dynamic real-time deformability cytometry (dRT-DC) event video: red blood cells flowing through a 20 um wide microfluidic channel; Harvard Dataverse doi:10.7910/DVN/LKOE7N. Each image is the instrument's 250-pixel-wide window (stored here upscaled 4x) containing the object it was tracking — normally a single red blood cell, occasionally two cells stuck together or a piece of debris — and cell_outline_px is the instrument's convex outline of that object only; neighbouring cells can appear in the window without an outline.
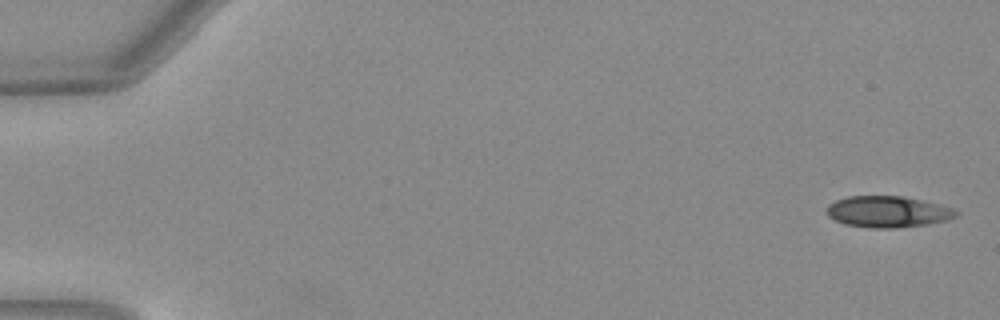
{"species": "Egyptian fruit bat (a non-hibernating species)", "species_latin": "Rousettus aegyptiacus", "temperature_condition": "warm", "stored_images_in_passage": 50, "camera_frame_rate_fps": 3000, "um_per_image_px": 0.085, "animal": {"sex": "female"}, "frame": {"image": 1, "passage_image": 1, "time_ms": 0.0, "image_size_px": [1000, 320], "cell_outline_px": [[960, 212], [956, 216], [948, 220], [924, 224], [892, 228], [872, 228], [844, 224], [828, 216], [828, 204], [836, 200], [848, 196], [904, 196], [952, 208]], "centroid_in_image_um": [75.45, 17.99], "position_along_channel_um": 9.6, "area_um2": 23.29}}
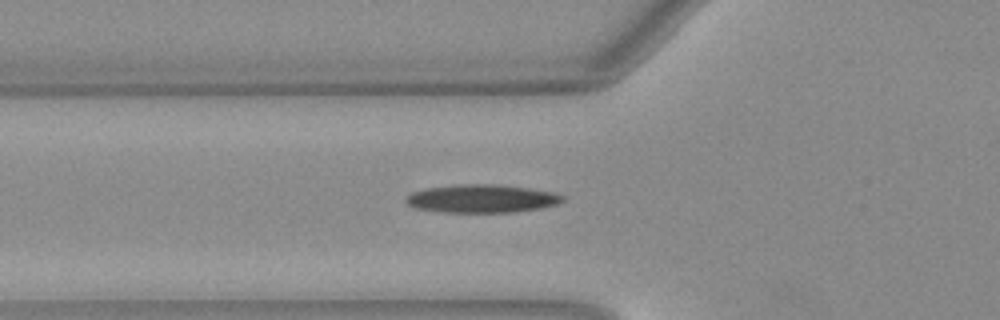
{"frame": {"image": 2, "passage_image": 18, "time_ms": 5.667, "image_size_px": [1000, 320], "cell_outline_px": [[564, 200], [556, 204], [540, 208], [516, 212], [444, 212], [416, 208], [408, 204], [404, 200], [412, 192], [424, 188], [456, 184], [496, 184], [528, 188], [552, 192], [564, 196]], "centroid_in_image_um": [40.93, 16.87], "position_along_channel_um": 84.9, "area_um2": 25.66}}
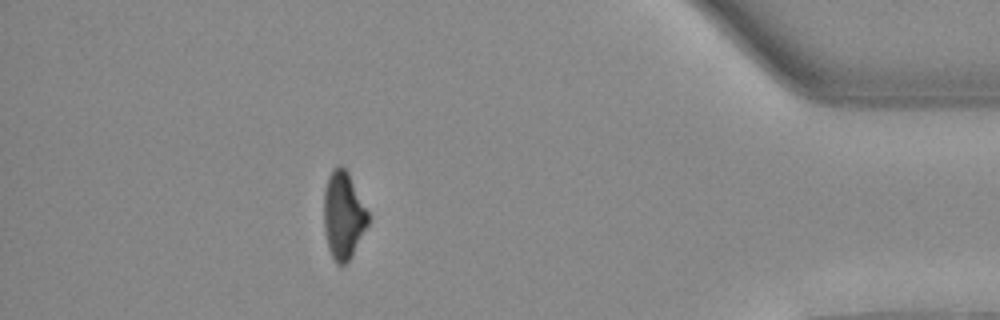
{"frame": {"image": 3, "passage_image": 45, "time_ms": 14.667, "image_size_px": [1000, 320], "cell_outline_px": [[368, 224], [352, 256], [344, 264], [336, 264], [328, 248], [324, 228], [324, 192], [328, 176], [332, 168], [336, 164], [340, 164], [348, 172], [368, 212]], "centroid_in_image_um": [29.17, 18.28], "position_along_channel_um": 406.0, "area_um2": 22.43}, "authors_computed_cell_mechanics": {"area_um2": 24.276, "velocity_mm_per_s": 4.0457, "shape_relaxation_time_tau1_ms": 10.2614, "shape_relaxation_time_tau2_ms": null, "deformation_change_tau1": 0.2894, "deformation_change_tau2": null}}